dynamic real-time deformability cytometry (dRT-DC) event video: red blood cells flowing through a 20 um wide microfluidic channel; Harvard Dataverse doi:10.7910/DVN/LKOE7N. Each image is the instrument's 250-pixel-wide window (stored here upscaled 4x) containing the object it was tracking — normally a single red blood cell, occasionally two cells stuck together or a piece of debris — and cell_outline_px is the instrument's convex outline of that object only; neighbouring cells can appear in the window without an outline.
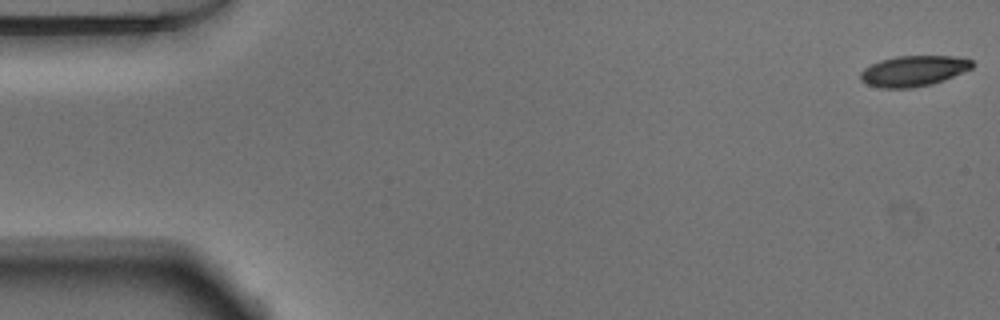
{"species": "Egyptian fruit bat (a non-hibernating species)", "species_latin": "Rousettus aegyptiacus", "temperature_condition": "warm", "stored_images_in_passage": 52, "camera_frame_rate_fps": 3000, "um_per_image_px": 0.085, "animal": {"sex": "male"}, "frame": {"image": 1, "passage_image": 1, "time_ms": 0.0, "image_size_px": [1000, 320], "cell_outline_px": [[972, 68], [944, 80], [932, 84], [912, 88], [880, 88], [868, 84], [860, 80], [860, 72], [864, 68], [880, 60], [896, 56], [952, 56], [972, 60]], "centroid_in_image_um": [77.62, 6.03], "position_along_channel_um": 7.4, "area_um2": 19.88}}
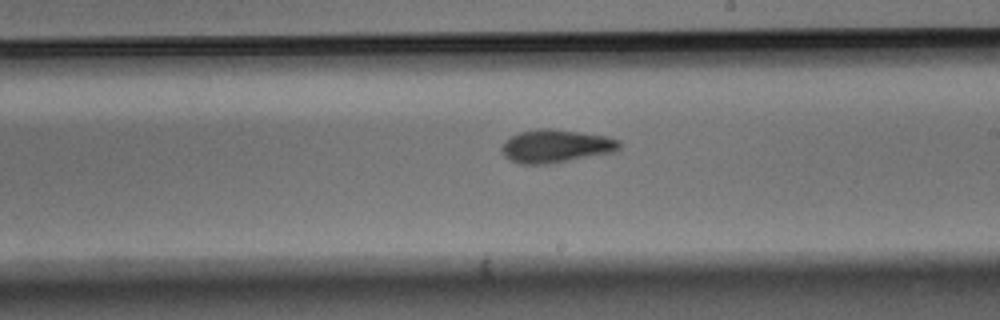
{"frame": {"image": 2, "passage_image": 30, "time_ms": 9.667, "image_size_px": [1000, 320], "cell_outline_px": [[620, 148], [612, 152], [552, 164], [520, 164], [504, 156], [500, 152], [500, 148], [504, 140], [520, 132], [540, 128], [552, 128], [608, 136], [620, 140]], "centroid_in_image_um": [47.23, 12.42], "position_along_channel_um": 241.8, "area_um2": 22.89}}
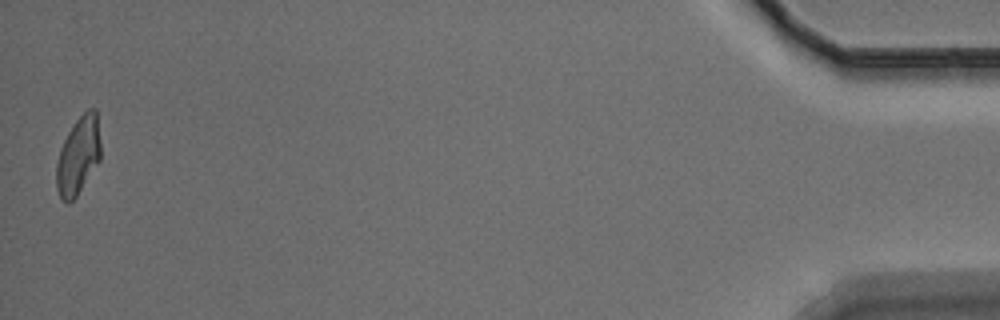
{"frame": {"image": 3, "passage_image": 52, "time_ms": 17.0, "image_size_px": [1000, 320], "cell_outline_px": [[100, 160], [76, 196], [68, 204], [60, 200], [56, 188], [56, 164], [60, 148], [68, 132], [76, 120], [88, 108], [96, 108], [100, 144]], "centroid_in_image_um": [6.63, 13.25], "position_along_channel_um": 428.6, "area_um2": 20.06}, "authors_computed_cell_mechanics": {"area_um2": 21.5594, "velocity_mm_per_s": 3.8361, "shape_relaxation_time_tau1_ms": 6.2309, "shape_relaxation_time_tau2_ms": 2.8996, "deformation_change_tau1": 0.2151, "deformation_change_tau2": 0.1053}}